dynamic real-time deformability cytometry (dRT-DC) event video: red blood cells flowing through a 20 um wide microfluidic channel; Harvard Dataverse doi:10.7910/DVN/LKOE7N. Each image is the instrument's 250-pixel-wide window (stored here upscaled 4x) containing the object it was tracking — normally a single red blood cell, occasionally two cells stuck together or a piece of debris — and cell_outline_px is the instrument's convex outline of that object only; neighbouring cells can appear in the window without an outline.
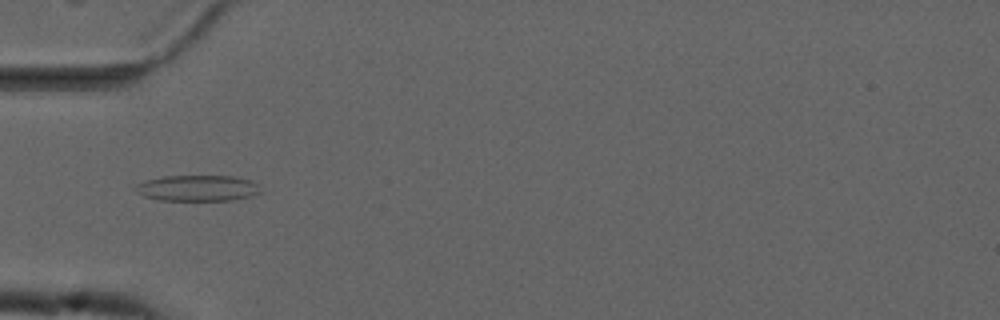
{"species": "common noctule bat (a hibernating species)", "species_latin": "Nyctalus noctula", "temperature_condition": "cold", "stored_images_in_passage": 55, "camera_frame_rate_fps": 3000, "um_per_image_px": 0.085, "animal": {"sex": "male", "forearm_length_mm": 52.5}, "frame": {"image": 1, "passage_image": 18, "time_ms": 5.667, "image_size_px": [1000, 320], "cell_outline_px": [[260, 192], [252, 196], [232, 200], [160, 200], [144, 196], [136, 192], [132, 188], [136, 184], [148, 180], [164, 176], [232, 176], [252, 180], [260, 184]], "centroid_in_image_um": [16.81, 15.99], "position_along_channel_um": 68.2, "area_um2": 19.02}}
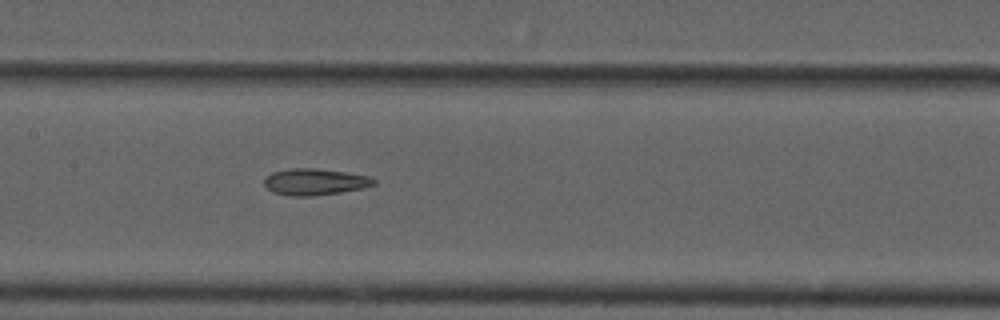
{"frame": {"image": 2, "passage_image": 27, "time_ms": 8.667, "image_size_px": [1000, 320], "cell_outline_px": [[376, 184], [364, 188], [340, 192], [312, 196], [292, 196], [272, 192], [264, 184], [264, 180], [272, 172], [292, 168], [316, 168], [344, 172], [368, 176], [376, 180]], "centroid_in_image_um": [26.77, 15.46], "position_along_channel_um": 180.6, "area_um2": 16.82}}
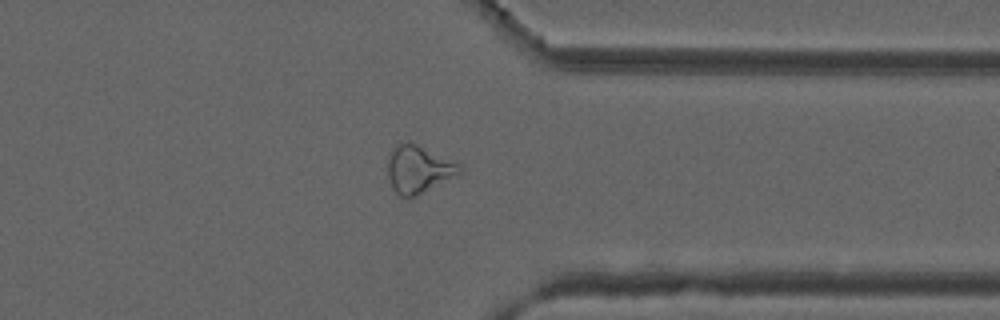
{"frame": {"image": 3, "passage_image": 43, "time_ms": 14.0, "image_size_px": [1000, 320], "cell_outline_px": [[464, 168], [456, 176], [408, 200], [400, 196], [392, 188], [388, 176], [388, 160], [392, 152], [400, 144], [408, 140], [460, 164]], "centroid_in_image_um": [35.58, 14.42], "position_along_channel_um": 375.8, "area_um2": 19.77}, "authors_computed_cell_mechanics": {"area_um2": 19.7098, "velocity_mm_per_s": 3.7465, "shape_relaxation_time_tau1_ms": null, "shape_relaxation_time_tau2_ms": 3.1517, "deformation_change_tau1": null, "deformation_change_tau2": 0.1224}}